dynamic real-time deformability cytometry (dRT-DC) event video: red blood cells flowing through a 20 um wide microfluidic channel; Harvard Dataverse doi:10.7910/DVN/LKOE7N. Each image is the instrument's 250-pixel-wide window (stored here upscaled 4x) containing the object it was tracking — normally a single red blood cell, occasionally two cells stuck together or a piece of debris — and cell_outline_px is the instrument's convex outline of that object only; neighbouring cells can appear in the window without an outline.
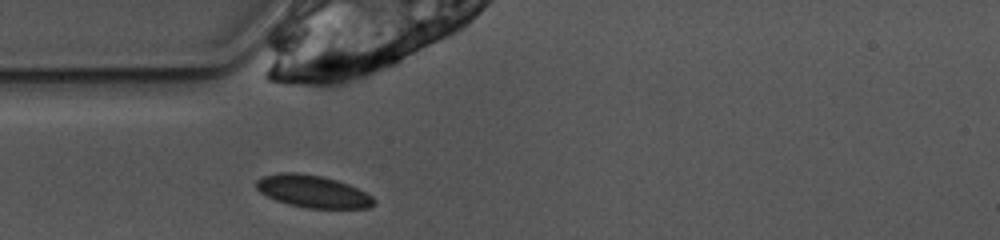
{"species": "common noctule bat (a hibernating species)", "species_latin": "Nyctalus noctula", "temperature_condition": "warm", "stored_images_in_passage": 38, "camera_frame_rate_fps": 3000, "um_per_image_px": 0.085, "animal": {"sex": "female", "body_mass_g": 10.0, "forearm_length_mm": 53.1}, "frame": {"image": 1, "passage_image": 1, "time_ms": 0.0, "image_size_px": [1000, 240], "cell_outline_px": [[376, 204], [368, 208], [308, 208], [288, 204], [276, 200], [260, 192], [256, 188], [256, 180], [264, 176], [280, 172], [296, 172], [320, 176], [336, 180], [348, 184], [372, 196], [376, 200]], "centroid_in_image_um": [26.59, 16.27], "position_along_channel_um": 58.4, "area_um2": 22.02}}
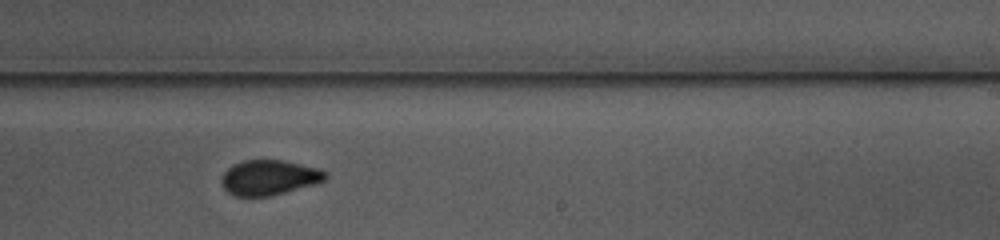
{"frame": {"image": 2, "passage_image": 17, "time_ms": 5.333, "image_size_px": [1000, 240], "cell_outline_px": [[328, 176], [324, 180], [312, 184], [272, 196], [232, 196], [220, 184], [220, 180], [224, 172], [232, 164], [244, 160], [284, 160], [320, 168], [328, 172]], "centroid_in_image_um": [22.85, 15.08], "position_along_channel_um": 266.1, "area_um2": 21.39}}
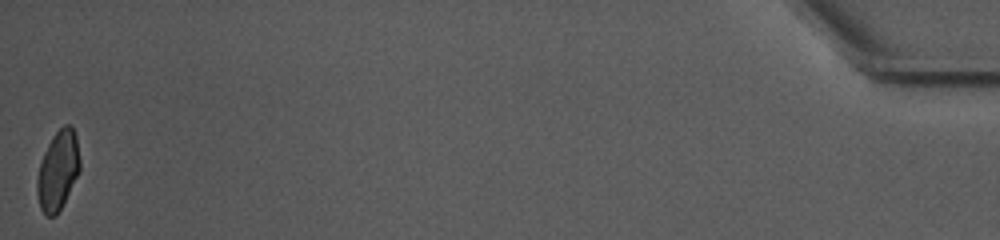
{"frame": {"image": 3, "passage_image": 38, "time_ms": 12.333, "image_size_px": [1000, 240], "cell_outline_px": [[80, 172], [56, 216], [44, 216], [40, 208], [36, 192], [36, 180], [40, 160], [52, 136], [64, 124], [72, 124], [76, 136], [80, 160]], "centroid_in_image_um": [4.91, 14.49], "position_along_channel_um": 430.3, "area_um2": 20.06}, "authors_computed_cell_mechanics": {"area_um2": 21.1259, "velocity_mm_per_s": 3.8824, "shape_relaxation_time_tau1_ms": null, "shape_relaxation_time_tau2_ms": 1.2131, "deformation_change_tau1": null, "deformation_change_tau2": 0.0418}}